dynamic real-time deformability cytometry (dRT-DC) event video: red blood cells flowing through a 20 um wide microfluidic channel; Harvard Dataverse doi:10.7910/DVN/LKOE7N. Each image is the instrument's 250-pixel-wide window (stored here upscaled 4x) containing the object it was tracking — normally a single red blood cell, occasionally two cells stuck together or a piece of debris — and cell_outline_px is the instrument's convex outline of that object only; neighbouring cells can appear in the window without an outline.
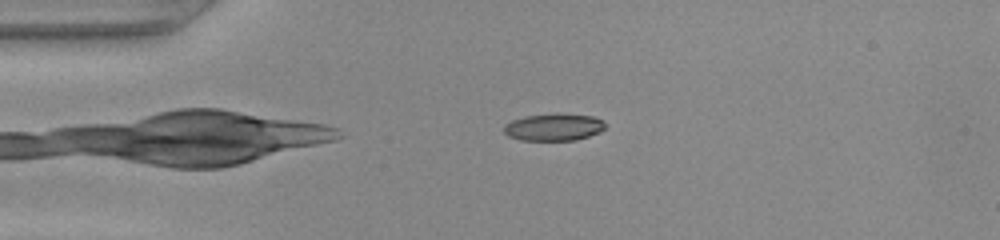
{"species": "common noctule bat (a hibernating species)", "species_latin": "Nyctalus noctula", "temperature_condition": "warm", "stored_images_in_passage": 44, "camera_frame_rate_fps": 3000, "um_per_image_px": 0.085, "animal": {"sex": "female", "body_mass_g": 22.0, "forearm_length_mm": 56.7}, "frame": {"image": 1, "passage_image": 6, "time_ms": 1.667, "image_size_px": [1000, 240], "cell_outline_px": [[608, 124], [600, 132], [576, 140], [520, 140], [508, 136], [504, 132], [504, 124], [512, 120], [524, 116], [592, 116], [604, 120]], "centroid_in_image_um": [47.07, 10.85], "position_along_channel_um": 37.9, "area_um2": 15.43}}
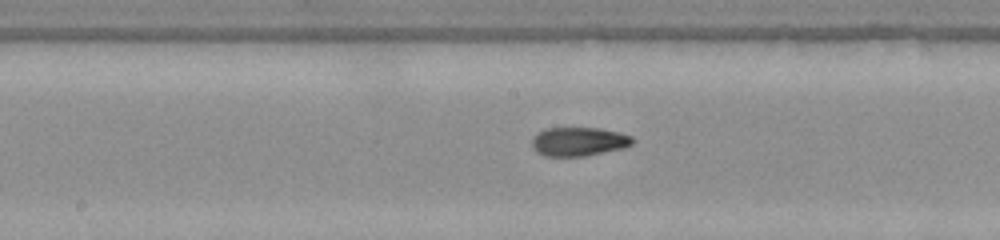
{"frame": {"image": 2, "passage_image": 20, "time_ms": 6.333, "image_size_px": [1000, 240], "cell_outline_px": [[632, 144], [624, 148], [584, 156], [544, 156], [536, 152], [532, 148], [532, 136], [536, 132], [544, 128], [600, 128], [620, 132], [632, 136]], "centroid_in_image_um": [49.14, 12.03], "position_along_channel_um": 199.1, "area_um2": 17.11}}
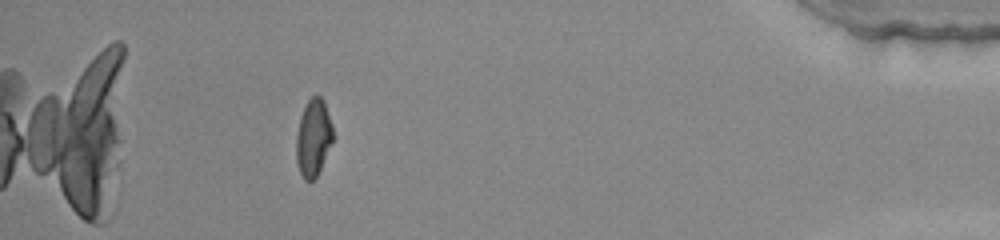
{"frame": {"image": 3, "passage_image": 39, "time_ms": 12.667, "image_size_px": [1000, 240], "cell_outline_px": [[336, 136], [316, 176], [312, 180], [304, 180], [300, 172], [296, 160], [296, 136], [300, 116], [308, 100], [316, 92], [324, 100]], "centroid_in_image_um": [26.66, 11.66], "position_along_channel_um": 408.5, "area_um2": 16.76}}